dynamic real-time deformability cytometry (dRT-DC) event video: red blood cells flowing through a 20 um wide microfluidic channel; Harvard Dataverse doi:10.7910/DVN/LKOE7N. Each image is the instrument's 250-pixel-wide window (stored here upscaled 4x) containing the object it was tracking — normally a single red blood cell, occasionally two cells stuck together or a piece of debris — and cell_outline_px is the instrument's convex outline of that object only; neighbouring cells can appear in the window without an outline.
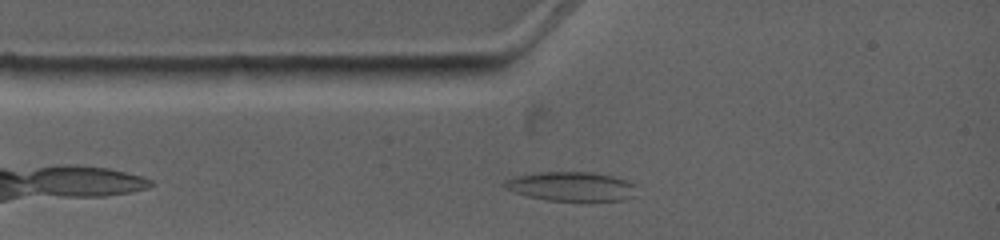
{"species": "common noctule bat (a hibernating species)", "species_latin": "Nyctalus noctula", "temperature_condition": "warm", "stored_images_in_passage": 4, "camera_frame_rate_fps": 4500, "um_per_image_px": 0.085, "animal": {"sex": "female", "body_mass_g": 19.0, "forearm_length_mm": 53.3}, "frame": {"image": 1, "passage_image": 2, "time_ms": 0.889, "image_size_px": [1000, 240], "cell_outline_px": [[636, 196], [624, 200], [548, 200], [528, 196], [512, 192], [504, 188], [500, 184], [504, 180], [516, 176], [540, 172], [592, 172], [612, 176], [628, 180], [636, 184]], "centroid_in_image_um": [48.56, 15.84], "position_along_channel_um": 36.4, "area_um2": 22.66}}
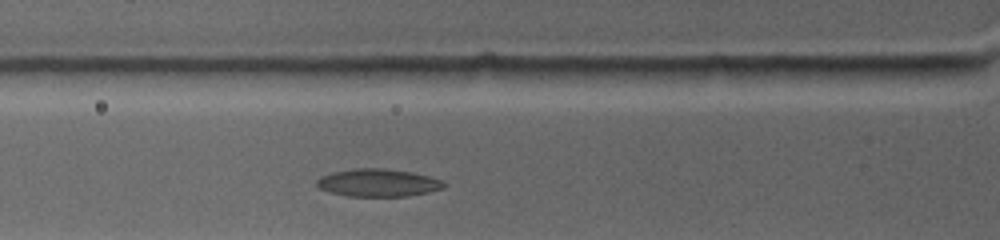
{"frame": {"image": 2, "passage_image": 4, "time_ms": 2.444, "image_size_px": [1000, 240], "cell_outline_px": [[448, 184], [444, 188], [428, 192], [408, 196], [348, 196], [328, 192], [320, 188], [316, 184], [316, 180], [320, 176], [332, 172], [356, 168], [384, 168], [412, 172], [444, 180]], "centroid_in_image_um": [32.15, 15.53], "position_along_channel_um": 93.6, "area_um2": 20.69}}